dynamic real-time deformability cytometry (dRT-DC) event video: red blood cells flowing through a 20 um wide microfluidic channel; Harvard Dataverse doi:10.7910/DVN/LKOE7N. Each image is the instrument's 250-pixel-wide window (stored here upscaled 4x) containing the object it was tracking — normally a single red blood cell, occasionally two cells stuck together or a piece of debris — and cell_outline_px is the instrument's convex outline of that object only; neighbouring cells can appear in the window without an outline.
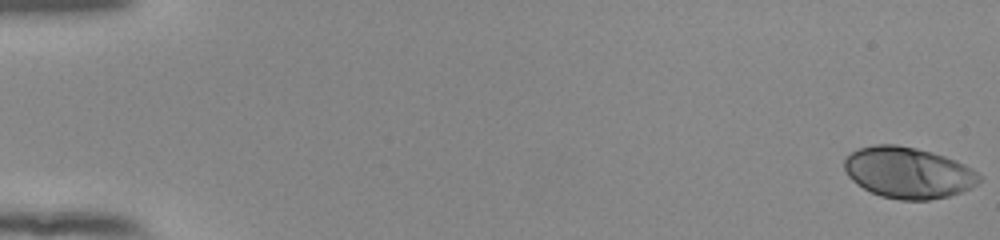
{"species": "human", "species_latin": "Homo sapiens", "temperature_condition": "room temperature", "stored_images_in_passage": 54, "camera_frame_rate_fps": 3000, "um_per_image_px": 0.085, "donor": {"sex": "female"}, "frame": {"image": 1, "passage_image": 1, "time_ms": 0.0, "image_size_px": [1000, 240], "cell_outline_px": [[980, 180], [976, 184], [960, 192], [948, 196], [928, 200], [900, 200], [880, 196], [856, 184], [848, 176], [844, 168], [844, 160], [852, 152], [860, 148], [876, 144], [896, 144], [916, 148], [944, 156], [956, 160], [972, 168], [980, 176]], "centroid_in_image_um": [77.18, 14.68], "position_along_channel_um": 7.8, "area_um2": 40.0}}
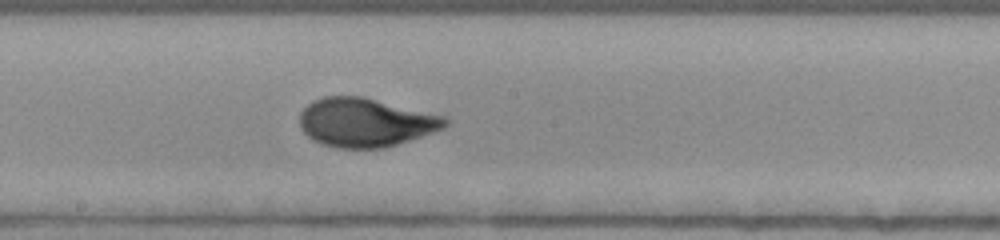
{"frame": {"image": 2, "passage_image": 31, "time_ms": 10.0, "image_size_px": [1000, 240], "cell_outline_px": [[448, 124], [444, 128], [384, 148], [340, 148], [324, 144], [312, 140], [300, 128], [300, 112], [312, 100], [320, 96], [360, 96], [448, 116]], "centroid_in_image_um": [31.06, 10.39], "position_along_channel_um": 217.1, "area_um2": 41.33}}
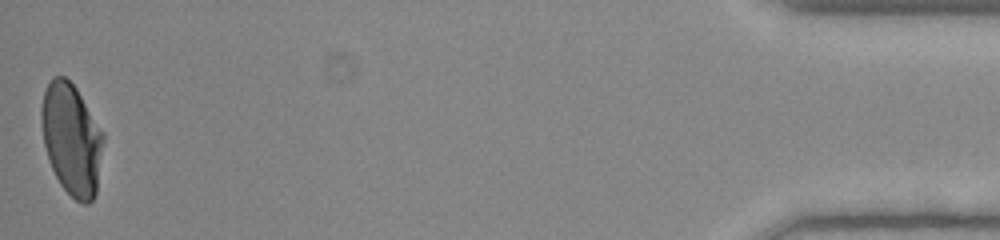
{"frame": {"image": 3, "passage_image": 54, "time_ms": 17.667, "image_size_px": [1000, 240], "cell_outline_px": [[104, 140], [96, 192], [92, 200], [88, 204], [84, 204], [76, 200], [60, 184], [48, 160], [44, 144], [40, 120], [40, 108], [44, 92], [52, 76], [64, 76], [76, 88], [104, 132]], "centroid_in_image_um": [6.08, 11.81], "position_along_channel_um": 429.1, "area_um2": 40.29}, "authors_computed_cell_mechanics": {"area_um2": 40.0265, "velocity_mm_per_s": 3.8858, "shape_relaxation_time_tau1_ms": 4.159, "shape_relaxation_time_tau2_ms": null, "deformation_change_tau1": 0.1825, "deformation_change_tau2": null}}